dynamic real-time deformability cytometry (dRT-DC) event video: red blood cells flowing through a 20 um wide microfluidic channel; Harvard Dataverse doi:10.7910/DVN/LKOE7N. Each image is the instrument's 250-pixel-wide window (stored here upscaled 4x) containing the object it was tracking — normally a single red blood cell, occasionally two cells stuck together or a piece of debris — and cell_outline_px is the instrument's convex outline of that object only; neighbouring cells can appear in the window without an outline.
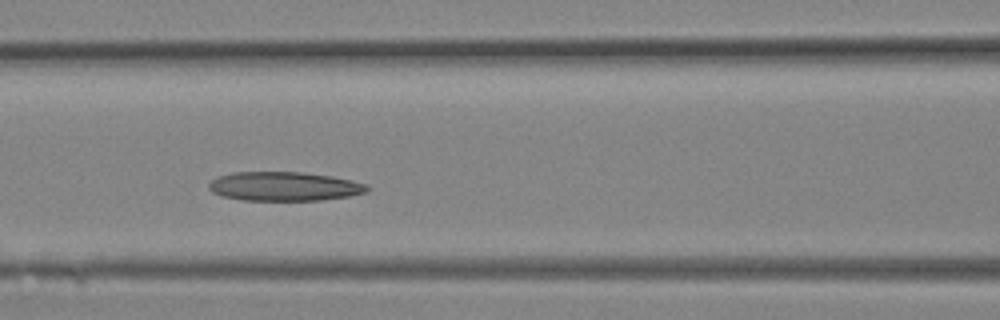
{"species": "Egyptian fruit bat (a non-hibernating species)", "species_latin": "Rousettus aegyptiacus", "temperature_condition": "room temperature", "stored_images_in_passage": 12, "camera_frame_rate_fps": 3000, "um_per_image_px": 0.085, "animal": {"sex": "female"}, "frame": {"image": 1, "passage_image": 9, "time_ms": 2.667, "image_size_px": [1000, 320], "cell_outline_px": [[372, 188], [368, 192], [348, 196], [320, 200], [244, 200], [224, 196], [212, 192], [208, 188], [208, 184], [216, 176], [232, 172], [304, 172], [332, 176], [352, 180], [368, 184]], "centroid_in_image_um": [24.19, 15.83], "position_along_channel_um": 142.4, "area_um2": 26.99}}
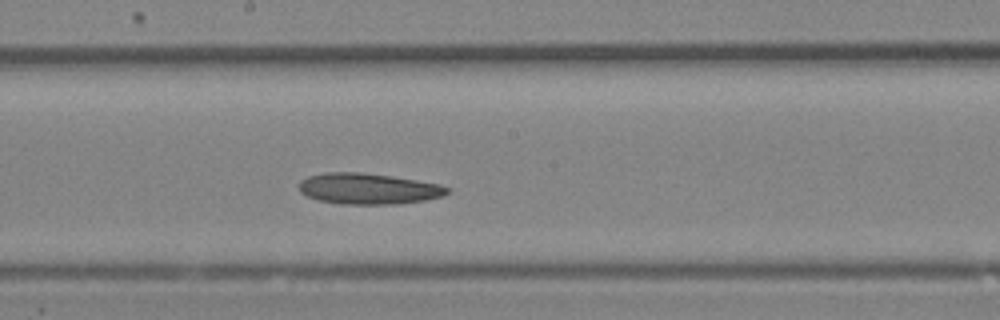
{"frame": {"image": 2, "passage_image": 12, "time_ms": 3.667, "image_size_px": [1000, 320], "cell_outline_px": [[452, 188], [444, 196], [424, 200], [396, 204], [340, 204], [320, 200], [308, 196], [300, 192], [300, 180], [308, 176], [324, 172], [360, 172], [392, 176], [440, 184]], "centroid_in_image_um": [31.33, 16.03], "position_along_channel_um": 216.9, "area_um2": 26.76}}